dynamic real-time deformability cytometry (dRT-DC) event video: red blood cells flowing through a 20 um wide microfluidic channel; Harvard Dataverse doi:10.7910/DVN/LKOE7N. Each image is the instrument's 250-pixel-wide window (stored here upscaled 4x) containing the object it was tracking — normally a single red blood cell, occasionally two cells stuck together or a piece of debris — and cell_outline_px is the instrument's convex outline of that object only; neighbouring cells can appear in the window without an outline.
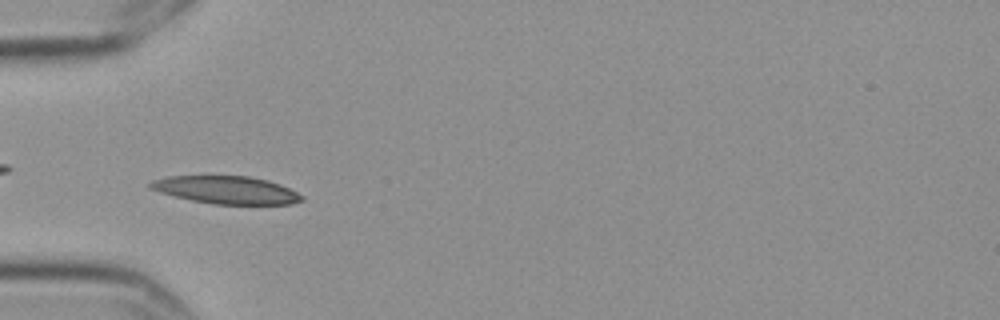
{"species": "Egyptian fruit bat (a non-hibernating species)", "species_latin": "Rousettus aegyptiacus", "temperature_condition": "cold", "stored_images_in_passage": 8, "camera_frame_rate_fps": 3000, "um_per_image_px": 0.085, "frame": {"image": 1, "passage_image": 7, "time_ms": 2.0, "image_size_px": [1000, 320], "cell_outline_px": [[304, 200], [292, 204], [212, 204], [192, 200], [160, 192], [148, 188], [148, 184], [152, 180], [168, 176], [248, 176], [268, 180], [280, 184], [304, 196]], "centroid_in_image_um": [19.24, 16.14], "position_along_channel_um": 65.8, "area_um2": 24.39}}
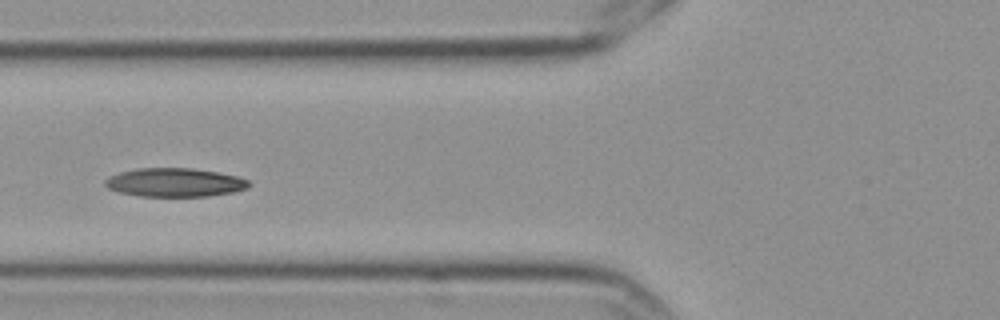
{"frame": {"image": 2, "passage_image": 8, "time_ms": 2.333, "image_size_px": [1000, 320], "cell_outline_px": [[252, 184], [248, 188], [232, 192], [208, 196], [140, 196], [120, 192], [108, 188], [104, 184], [104, 180], [108, 176], [120, 172], [136, 168], [192, 168], [216, 172], [236, 176], [248, 180]], "centroid_in_image_um": [14.84, 15.5], "position_along_channel_um": 111.0, "area_um2": 23.99}}